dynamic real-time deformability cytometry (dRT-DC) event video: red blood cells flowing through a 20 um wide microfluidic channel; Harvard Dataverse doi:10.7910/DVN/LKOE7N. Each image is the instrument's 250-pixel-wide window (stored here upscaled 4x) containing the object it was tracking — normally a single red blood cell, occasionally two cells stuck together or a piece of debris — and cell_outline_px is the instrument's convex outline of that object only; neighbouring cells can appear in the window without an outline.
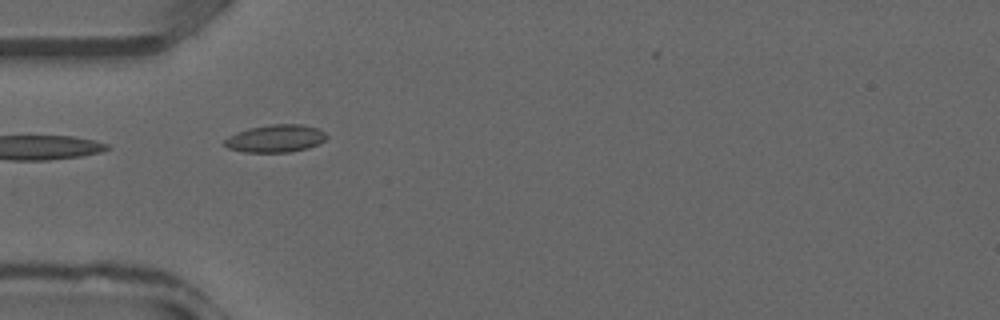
{"species": "common noctule bat (a hibernating species)", "species_latin": "Nyctalus noctula", "temperature_condition": "warm", "stored_images_in_passage": 26, "camera_frame_rate_fps": 3000, "um_per_image_px": 0.085, "animal": {"sex": "male", "forearm_length_mm": 52.5}, "frame": {"image": 1, "passage_image": 1, "time_ms": 0.0, "image_size_px": [1000, 320], "cell_outline_px": [[324, 140], [316, 144], [304, 148], [288, 152], [248, 152], [228, 148], [224, 144], [224, 140], [240, 132], [252, 128], [276, 124], [296, 124], [316, 128], [324, 136]], "centroid_in_image_um": [23.38, 11.78], "position_along_channel_um": 61.6, "area_um2": 15.43}}
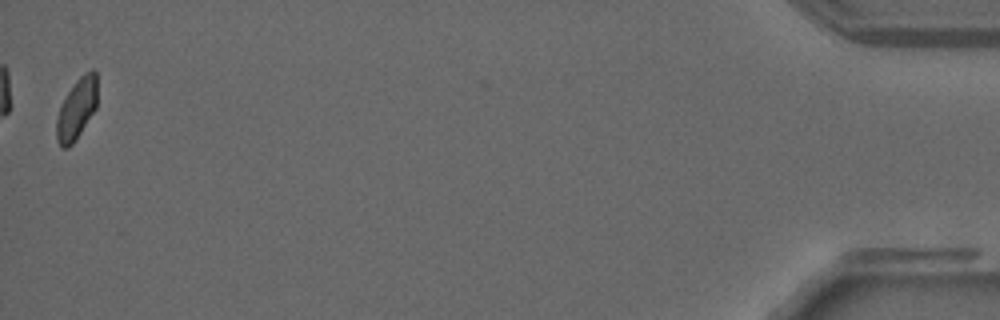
{"frame": {"image": 2, "passage_image": 26, "time_ms": 8.333, "image_size_px": [1000, 320], "cell_outline_px": [[96, 108], [72, 144], [64, 148], [60, 144], [56, 136], [56, 120], [60, 108], [68, 92], [80, 76], [88, 72], [96, 72]], "centroid_in_image_um": [6.51, 9.27], "position_along_channel_um": 428.7, "area_um2": 13.76}}